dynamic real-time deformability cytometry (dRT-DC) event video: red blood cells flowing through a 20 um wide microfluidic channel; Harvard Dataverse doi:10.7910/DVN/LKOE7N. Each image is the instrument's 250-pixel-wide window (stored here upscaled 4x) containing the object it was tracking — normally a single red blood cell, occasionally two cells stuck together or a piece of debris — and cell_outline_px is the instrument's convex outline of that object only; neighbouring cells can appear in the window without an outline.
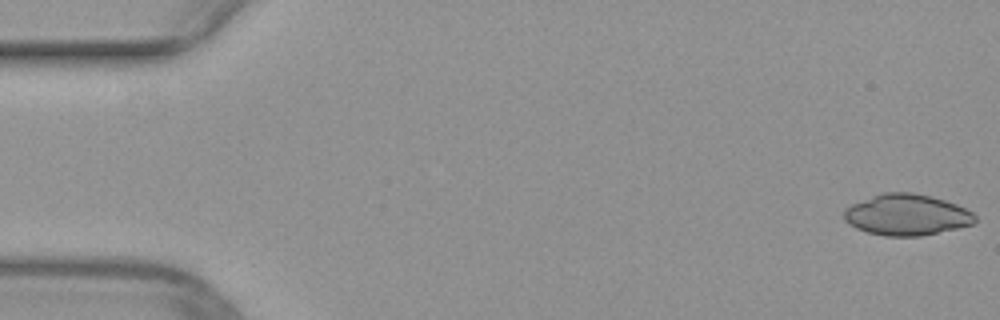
{"species": "common noctule bat (a hibernating species)", "species_latin": "Nyctalus noctula", "temperature_condition": "warm", "stored_images_in_passage": 50, "camera_frame_rate_fps": 3000, "um_per_image_px": 0.085, "animal": {"sex": "female", "body_mass_g": 29.2, "forearm_length_mm": 56.3}, "frame": {"image": 1, "passage_image": 1, "time_ms": 0.0, "image_size_px": [1000, 320], "cell_outline_px": [[976, 220], [972, 224], [956, 228], [920, 236], [884, 236], [868, 232], [856, 228], [848, 224], [844, 220], [844, 208], [852, 204], [884, 192], [912, 192], [932, 196], [956, 204], [972, 212], [976, 216]], "centroid_in_image_um": [77.05, 18.26], "position_along_channel_um": 8.0, "area_um2": 31.27}}